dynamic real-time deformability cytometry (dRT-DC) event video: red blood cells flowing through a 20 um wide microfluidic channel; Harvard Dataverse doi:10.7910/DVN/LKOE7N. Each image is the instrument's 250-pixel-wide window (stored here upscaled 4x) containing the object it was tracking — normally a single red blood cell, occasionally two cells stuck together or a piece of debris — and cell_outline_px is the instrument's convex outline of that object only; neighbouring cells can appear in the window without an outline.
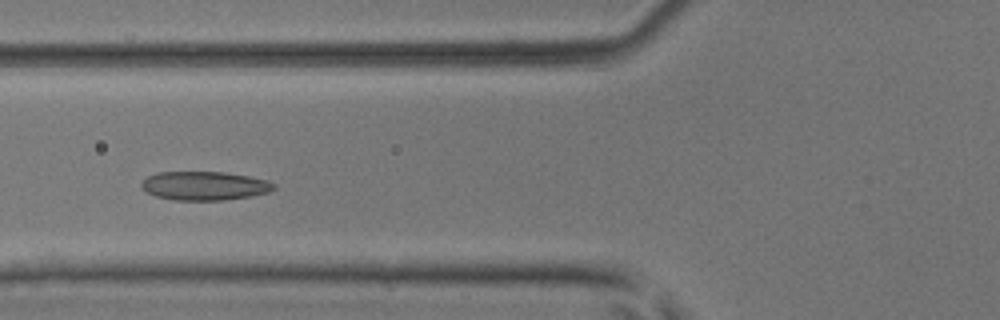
{"species": "common noctule bat (a hibernating species)", "species_latin": "Nyctalus noctula", "temperature_condition": "room temperature", "stored_images_in_passage": 36, "camera_frame_rate_fps": 3000, "um_per_image_px": 0.085, "animal": {"sex": "male", "body_mass_g": 17.9, "forearm_length_mm": 54.2}, "frame": {"image": 1, "passage_image": 5, "time_ms": 1.333, "image_size_px": [1000, 320], "cell_outline_px": [[276, 188], [268, 192], [252, 196], [224, 200], [172, 200], [156, 196], [144, 192], [140, 188], [140, 184], [148, 176], [156, 172], [224, 172], [248, 176], [268, 180], [276, 184]], "centroid_in_image_um": [17.36, 15.79], "position_along_channel_um": 108.4, "area_um2": 22.43}}
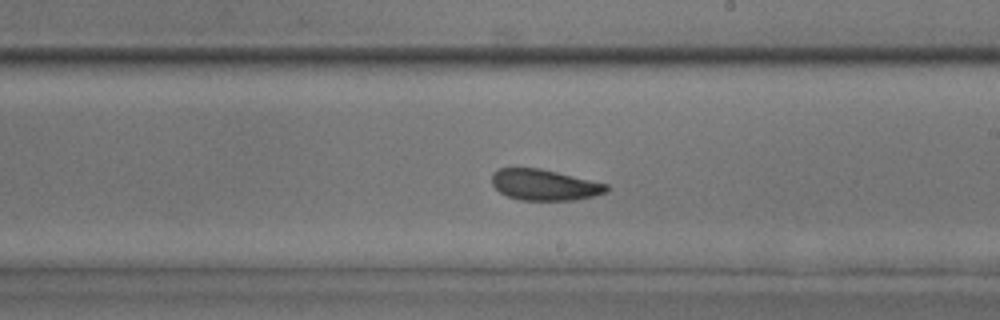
{"frame": {"image": 2, "passage_image": 15, "time_ms": 4.667, "image_size_px": [1000, 320], "cell_outline_px": [[608, 192], [576, 200], [520, 200], [508, 196], [500, 192], [492, 184], [492, 172], [500, 168], [540, 168], [608, 184]], "centroid_in_image_um": [46.27, 15.71], "position_along_channel_um": 242.7, "area_um2": 20.63}}
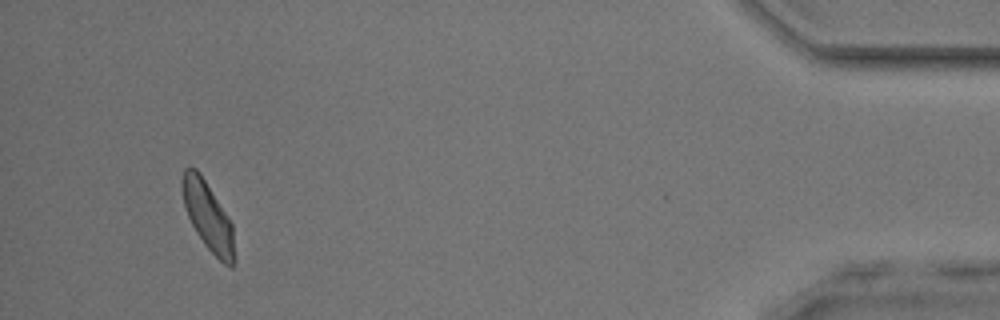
{"frame": {"image": 3, "passage_image": 33, "time_ms": 10.667, "image_size_px": [1000, 320], "cell_outline_px": [[236, 260], [232, 268], [228, 268], [204, 244], [196, 232], [188, 216], [184, 204], [180, 188], [180, 180], [184, 168], [196, 168], [200, 172], [232, 224]], "centroid_in_image_um": [17.67, 18.39], "position_along_channel_um": 417.5, "area_um2": 20.92}, "authors_computed_cell_mechanics": {"area_um2": 21.1548, "velocity_mm_per_s": 4.0548, "shape_relaxation_time_tau1_ms": 3.4714, "shape_relaxation_time_tau2_ms": 1.6598, "deformation_change_tau1": 0.098, "deformation_change_tau2": 0.0759}}